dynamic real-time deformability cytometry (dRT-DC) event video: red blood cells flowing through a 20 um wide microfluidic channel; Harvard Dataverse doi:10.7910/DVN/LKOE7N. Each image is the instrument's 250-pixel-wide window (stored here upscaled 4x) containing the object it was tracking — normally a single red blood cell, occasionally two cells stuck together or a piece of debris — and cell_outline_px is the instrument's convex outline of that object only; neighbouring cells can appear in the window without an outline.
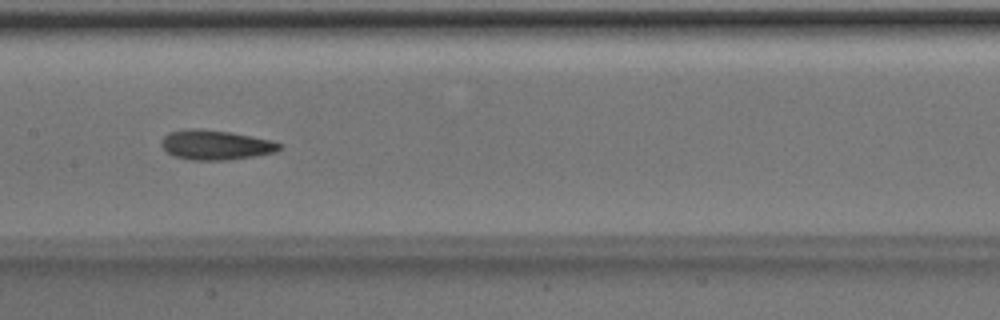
{"species": "Egyptian fruit bat (a non-hibernating species)", "species_latin": "Rousettus aegyptiacus", "temperature_condition": "room temperature", "stored_images_in_passage": 37, "camera_frame_rate_fps": 3000, "um_per_image_px": 0.085, "animal": {"sex": "male"}, "frame": {"image": 1, "passage_image": 12, "time_ms": 3.667, "image_size_px": [1000, 320], "cell_outline_px": [[284, 148], [276, 152], [256, 156], [228, 160], [192, 160], [172, 156], [160, 144], [160, 140], [168, 132], [192, 128], [196, 128], [228, 132], [272, 140], [284, 144]], "centroid_in_image_um": [18.36, 12.33], "position_along_channel_um": 189.0, "area_um2": 20.63}}
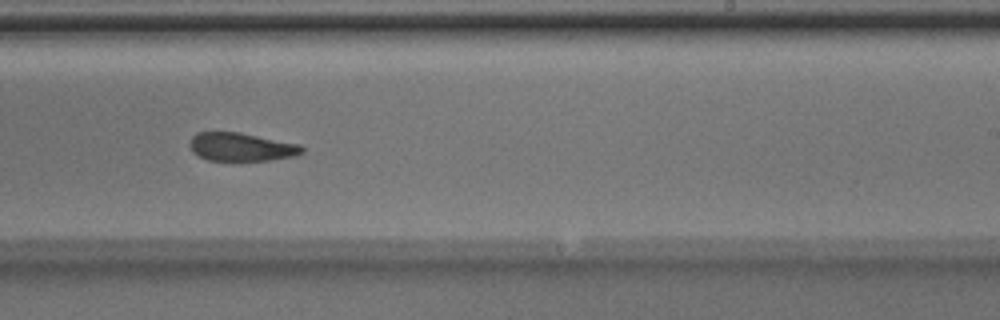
{"frame": {"image": 2, "passage_image": 18, "time_ms": 5.667, "image_size_px": [1000, 320], "cell_outline_px": [[304, 152], [296, 156], [268, 160], [208, 160], [192, 152], [192, 136], [196, 132], [240, 132], [300, 144], [304, 148]], "centroid_in_image_um": [20.56, 12.48], "position_along_channel_um": 268.4, "area_um2": 18.38}}
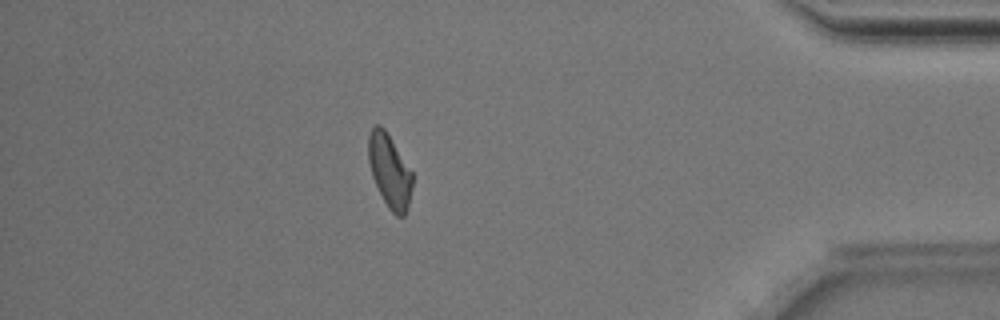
{"frame": {"image": 3, "passage_image": 31, "time_ms": 10.0, "image_size_px": [1000, 320], "cell_outline_px": [[412, 188], [408, 208], [404, 216], [396, 216], [388, 208], [372, 176], [368, 160], [368, 136], [372, 128], [376, 124], [380, 124], [384, 128], [412, 172]], "centroid_in_image_um": [33.11, 14.54], "position_along_channel_um": 402.1, "area_um2": 18.61}, "authors_computed_cell_mechanics": {"area_um2": 19.363, "velocity_mm_per_s": 4.0041, "shape_relaxation_time_tau1_ms": 5.7373, "shape_relaxation_time_tau2_ms": 3.3639, "deformation_change_tau1": 0.1744, "deformation_change_tau2": 0.1209}}